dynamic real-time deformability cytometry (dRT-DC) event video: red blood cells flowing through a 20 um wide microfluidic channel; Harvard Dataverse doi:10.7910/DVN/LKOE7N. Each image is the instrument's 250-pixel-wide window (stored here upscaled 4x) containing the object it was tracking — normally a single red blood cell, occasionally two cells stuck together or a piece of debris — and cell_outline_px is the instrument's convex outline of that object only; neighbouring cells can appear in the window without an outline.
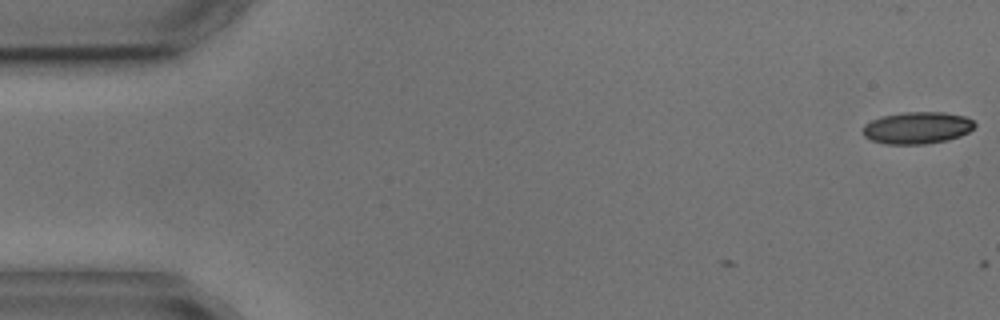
{"species": "common noctule bat (a hibernating species)", "species_latin": "Nyctalus noctula", "temperature_condition": "cold", "stored_images_in_passage": 5, "camera_frame_rate_fps": 3000, "um_per_image_px": 0.085, "animal": {"sex": "male", "body_mass_g": 17.9, "forearm_length_mm": 54.2}, "frame": {"image": 1, "passage_image": 1, "time_ms": 0.0, "image_size_px": [1000, 320], "cell_outline_px": [[976, 124], [968, 132], [960, 136], [948, 140], [924, 144], [884, 144], [872, 140], [864, 136], [864, 124], [880, 116], [904, 112], [944, 112], [964, 116], [972, 120]], "centroid_in_image_um": [77.96, 10.86], "position_along_channel_um": 7.0, "area_um2": 20.81}}
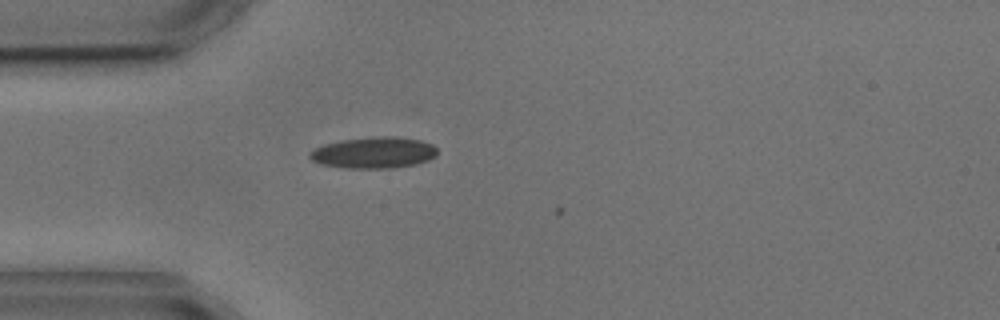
{"frame": {"image": 2, "passage_image": 4, "time_ms": 4.667, "image_size_px": [1000, 320], "cell_outline_px": [[436, 156], [428, 160], [416, 164], [392, 168], [344, 168], [320, 164], [312, 160], [308, 156], [308, 152], [324, 144], [344, 140], [380, 136], [396, 136], [420, 140], [432, 144], [436, 148]], "centroid_in_image_um": [31.77, 12.98], "position_along_channel_um": 53.2, "area_um2": 23.24}}